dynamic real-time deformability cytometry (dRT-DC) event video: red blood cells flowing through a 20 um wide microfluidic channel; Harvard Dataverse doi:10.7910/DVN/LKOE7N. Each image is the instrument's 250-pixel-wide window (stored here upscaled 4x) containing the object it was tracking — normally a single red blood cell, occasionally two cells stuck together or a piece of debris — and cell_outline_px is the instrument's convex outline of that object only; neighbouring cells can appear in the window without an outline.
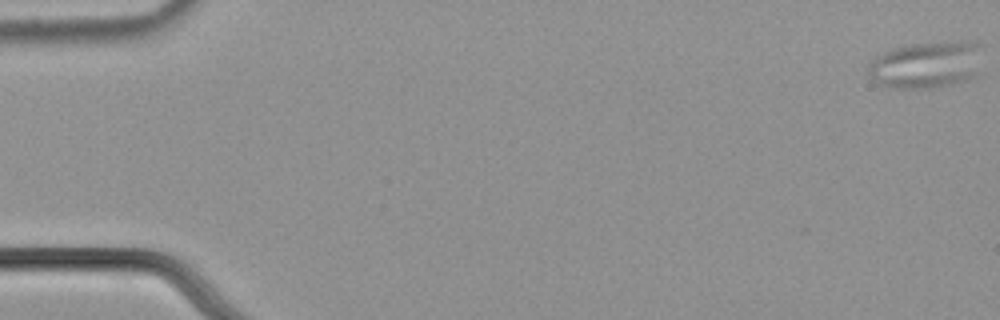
{"species": "common noctule bat (a hibernating species)", "species_latin": "Nyctalus noctula", "temperature_condition": "cold", "stored_images_in_passage": 57, "camera_frame_rate_fps": 3000, "um_per_image_px": 0.085, "animal": {"sex": "male", "body_mass_g": 21.5, "forearm_length_mm": 52.0}, "frame": {"image": 1, "passage_image": 1, "time_ms": 0.0, "image_size_px": [1000, 320], "cell_outline_px": [[980, 76], [968, 80], [952, 84], [932, 88], [892, 88], [880, 84], [868, 72], [868, 64], [876, 56], [892, 48], [912, 44], [960, 40], [980, 44]], "centroid_in_image_um": [78.8, 5.5], "position_along_channel_um": 6.2, "area_um2": 31.56}}
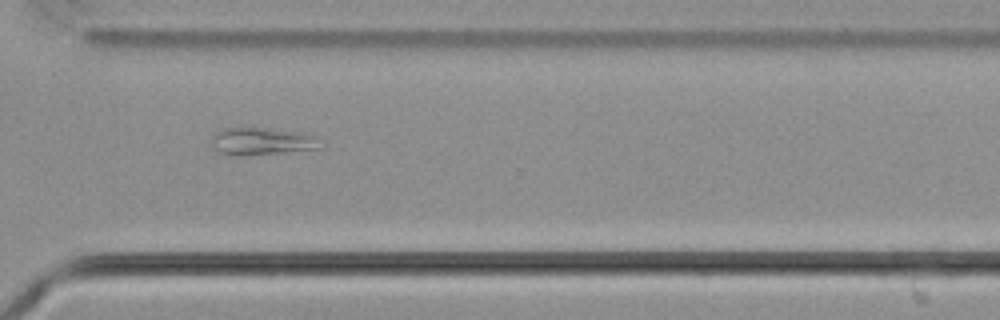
{"frame": {"image": 2, "passage_image": 42, "time_ms": 13.667, "image_size_px": [1000, 320], "cell_outline_px": [[324, 148], [280, 152], [220, 152], [212, 148], [212, 136], [216, 132], [224, 128], [244, 124], [304, 132], [316, 136]], "centroid_in_image_um": [22.31, 11.89], "position_along_channel_um": 348.3, "area_um2": 17.34}}
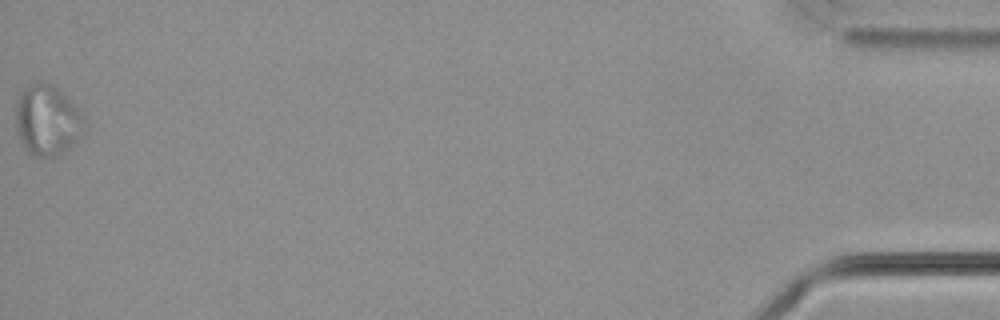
{"frame": {"image": 3, "passage_image": 57, "time_ms": 18.667, "image_size_px": [1000, 320], "cell_outline_px": [[88, 124], [76, 140], [68, 148], [52, 156], [36, 156], [28, 152], [20, 140], [16, 128], [16, 104], [20, 92], [28, 84], [48, 84], [56, 88], [68, 96], [84, 112]], "centroid_in_image_um": [4.06, 10.2], "position_along_channel_um": 431.1, "area_um2": 28.15}}